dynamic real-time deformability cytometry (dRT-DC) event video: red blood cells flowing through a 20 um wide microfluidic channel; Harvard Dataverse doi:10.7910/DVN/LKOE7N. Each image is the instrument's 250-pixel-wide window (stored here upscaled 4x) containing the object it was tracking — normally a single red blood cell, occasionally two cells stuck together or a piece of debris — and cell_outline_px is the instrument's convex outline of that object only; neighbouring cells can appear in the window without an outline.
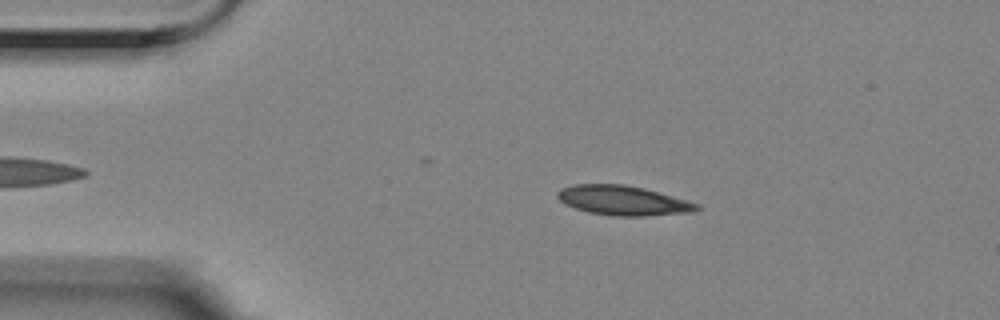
{"species": "Egyptian fruit bat (a non-hibernating species)", "species_latin": "Rousettus aegyptiacus", "temperature_condition": "room temperature", "stored_images_in_passage": 23, "camera_frame_rate_fps": 3000, "um_per_image_px": 0.085, "animal": {"sex": "female"}, "frame": {"image": 1, "passage_image": 9, "time_ms": 2.667, "image_size_px": [1000, 320], "cell_outline_px": [[700, 208], [692, 212], [644, 216], [616, 216], [588, 212], [564, 204], [556, 196], [556, 192], [560, 188], [572, 184], [624, 184], [644, 188], [700, 204]], "centroid_in_image_um": [52.92, 17.03], "position_along_channel_um": 32.1, "area_um2": 24.04}}
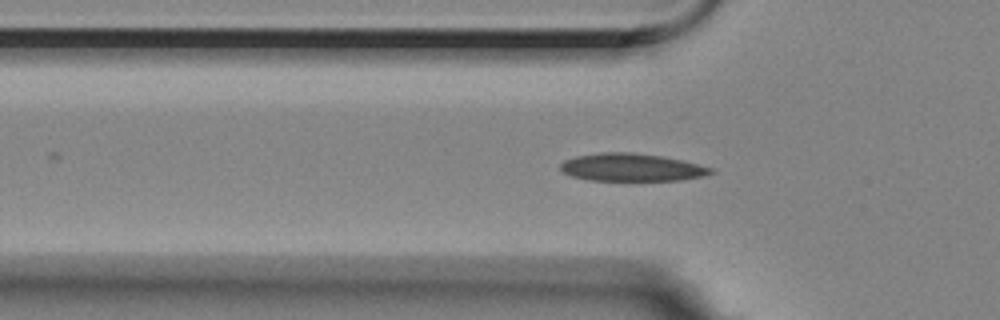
{"frame": {"image": 2, "passage_image": 16, "time_ms": 5.0, "image_size_px": [1000, 320], "cell_outline_px": [[716, 172], [704, 176], [680, 180], [588, 180], [572, 176], [564, 172], [560, 168], [560, 164], [564, 160], [576, 156], [600, 152], [632, 152], [660, 156], [680, 160], [712, 168]], "centroid_in_image_um": [53.66, 14.22], "position_along_channel_um": 72.1, "area_um2": 24.1}}
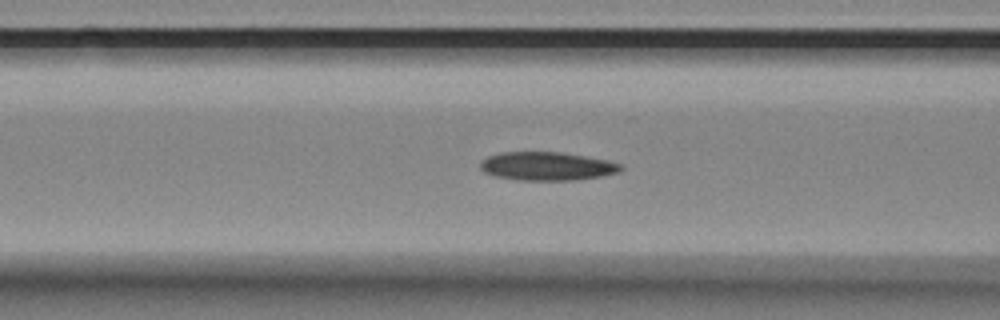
{"frame": {"image": 3, "passage_image": 20, "time_ms": 6.333, "image_size_px": [1000, 320], "cell_outline_px": [[624, 168], [620, 172], [600, 176], [576, 180], [516, 180], [496, 176], [484, 172], [480, 168], [480, 160], [488, 156], [500, 152], [560, 152], [608, 160], [620, 164]], "centroid_in_image_um": [46.48, 14.12], "position_along_channel_um": 120.1, "area_um2": 23.35}}